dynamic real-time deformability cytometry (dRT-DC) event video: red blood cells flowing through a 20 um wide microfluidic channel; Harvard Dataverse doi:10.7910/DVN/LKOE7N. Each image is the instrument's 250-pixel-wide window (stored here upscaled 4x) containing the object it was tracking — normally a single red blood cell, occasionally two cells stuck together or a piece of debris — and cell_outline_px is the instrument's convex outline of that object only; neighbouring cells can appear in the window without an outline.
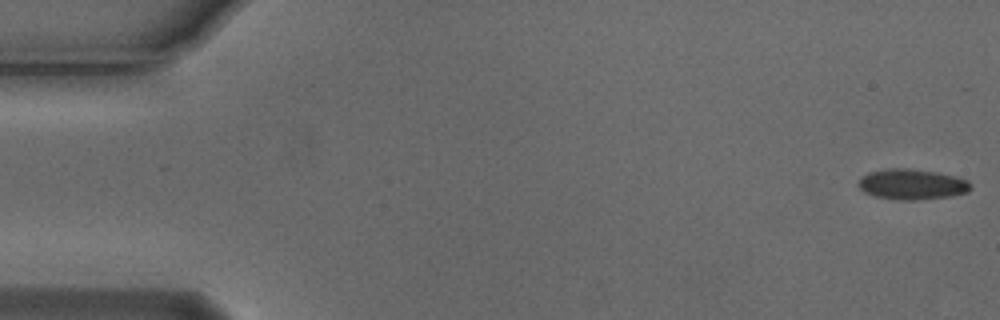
{"species": "Egyptian fruit bat (a non-hibernating species)", "species_latin": "Rousettus aegyptiacus", "temperature_condition": "cold", "stored_images_in_passage": 33, "camera_frame_rate_fps": 3000, "um_per_image_px": 0.085, "animal": {"sex": "male"}, "frame": {"image": 1, "passage_image": 1, "time_ms": 0.0, "image_size_px": [1000, 320], "cell_outline_px": [[972, 188], [968, 192], [948, 196], [912, 200], [900, 200], [876, 196], [864, 192], [856, 184], [868, 172], [884, 168], [908, 168], [936, 172], [968, 180]], "centroid_in_image_um": [77.49, 15.65], "position_along_channel_um": 7.5, "area_um2": 19.77}}
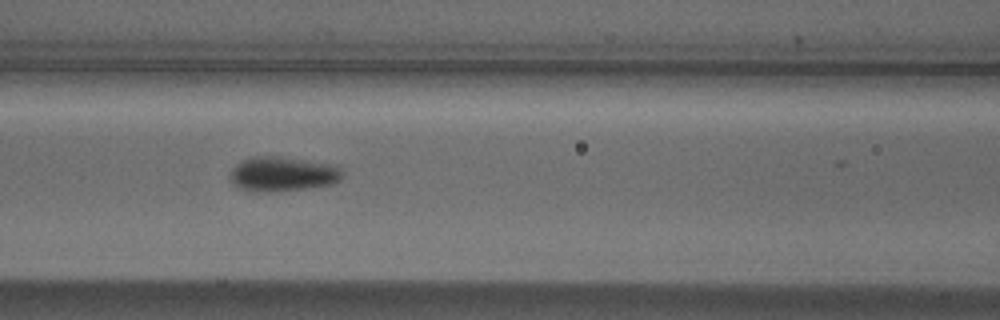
{"frame": {"image": 2, "passage_image": 23, "time_ms": 7.333, "image_size_px": [1000, 320], "cell_outline_px": [[340, 180], [332, 184], [300, 188], [244, 188], [232, 184], [232, 168], [236, 164], [244, 160], [256, 156], [280, 156], [340, 168]], "centroid_in_image_um": [24.0, 14.73], "position_along_channel_um": 142.6, "area_um2": 20.58}}
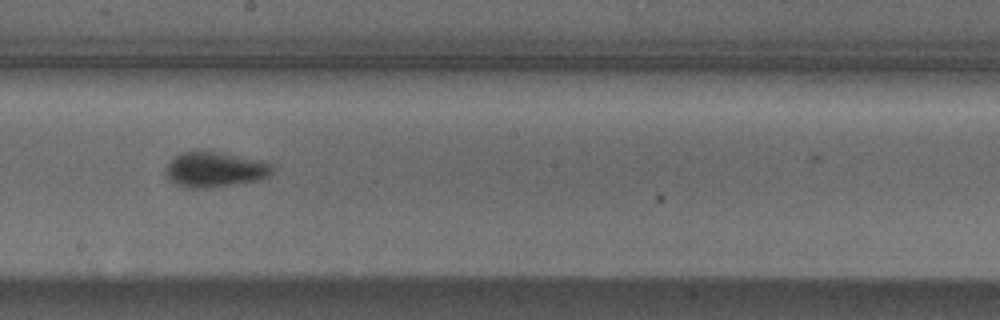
{"frame": {"image": 3, "passage_image": 30, "time_ms": 9.667, "image_size_px": [1000, 320], "cell_outline_px": [[272, 172], [268, 176], [256, 180], [208, 188], [188, 188], [176, 184], [164, 172], [168, 164], [176, 156], [184, 152], [208, 148], [264, 160], [272, 168]], "centroid_in_image_um": [18.27, 14.35], "position_along_channel_um": 229.9, "area_um2": 22.2}}